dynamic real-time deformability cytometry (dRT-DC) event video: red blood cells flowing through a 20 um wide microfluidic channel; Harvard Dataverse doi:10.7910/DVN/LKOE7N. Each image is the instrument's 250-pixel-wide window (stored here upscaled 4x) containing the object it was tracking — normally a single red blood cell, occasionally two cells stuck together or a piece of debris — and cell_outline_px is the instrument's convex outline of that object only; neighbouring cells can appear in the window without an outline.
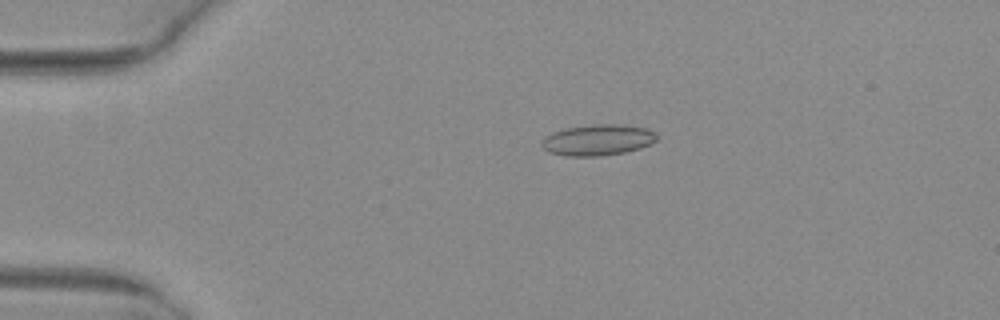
{"species": "common noctule bat (a hibernating species)", "species_latin": "Nyctalus noctula", "temperature_condition": "warm", "stored_images_in_passage": 15, "camera_frame_rate_fps": 3000, "um_per_image_px": 0.085, "animal": {"sex": "female", "body_mass_g": 29.2, "forearm_length_mm": 56.3}, "frame": {"image": 1, "passage_image": 1, "time_ms": 0.0, "image_size_px": [1000, 320], "cell_outline_px": [[656, 140], [652, 144], [640, 148], [624, 152], [600, 156], [564, 156], [548, 152], [540, 144], [540, 140], [544, 136], [552, 132], [564, 128], [592, 124], [624, 124], [648, 128], [656, 132]], "centroid_in_image_um": [50.79, 11.88], "position_along_channel_um": 34.2, "area_um2": 21.21}}
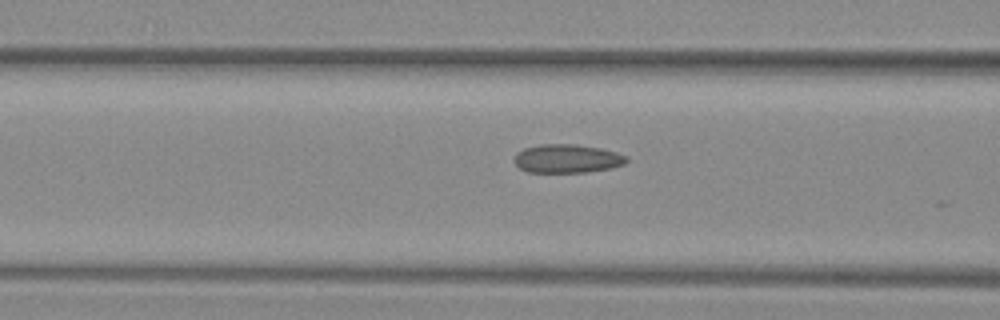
{"frame": {"image": 2, "passage_image": 11, "time_ms": 3.333, "image_size_px": [1000, 320], "cell_outline_px": [[628, 160], [624, 164], [612, 168], [588, 172], [528, 172], [520, 168], [512, 160], [516, 152], [524, 148], [540, 144], [576, 144], [600, 148], [616, 152], [628, 156]], "centroid_in_image_um": [48.2, 13.48], "position_along_channel_um": 118.4, "area_um2": 18.9}}
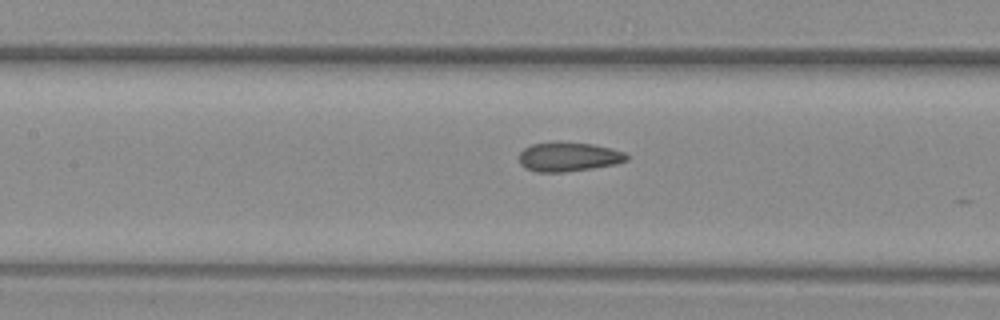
{"frame": {"image": 3, "passage_image": 14, "time_ms": 4.333, "image_size_px": [1000, 320], "cell_outline_px": [[628, 160], [616, 164], [592, 168], [564, 172], [536, 172], [524, 168], [520, 164], [520, 152], [524, 148], [532, 144], [556, 140], [560, 140], [592, 144], [624, 152], [628, 156]], "centroid_in_image_um": [48.29, 13.31], "position_along_channel_um": 159.1, "area_um2": 18.61}}